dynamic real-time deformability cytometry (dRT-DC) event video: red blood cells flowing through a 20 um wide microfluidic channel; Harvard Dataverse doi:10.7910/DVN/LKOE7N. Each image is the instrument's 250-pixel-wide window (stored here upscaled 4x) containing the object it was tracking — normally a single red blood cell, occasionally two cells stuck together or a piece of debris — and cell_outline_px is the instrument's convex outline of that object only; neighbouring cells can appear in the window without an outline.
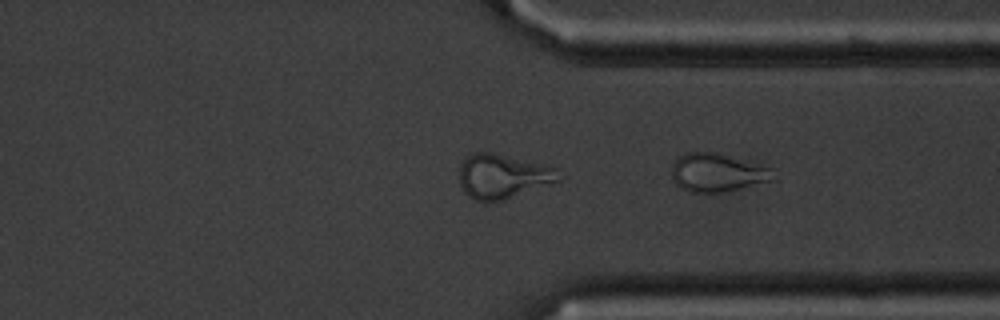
{"species": "common noctule bat (a hibernating species)", "species_latin": "Nyctalus noctula", "temperature_condition": "cold", "stored_images_in_passage": 41, "segment_of_instrument_passage": [2, 2], "camera_frame_rate_fps": 3000, "um_per_image_px": 0.085, "animal": {"sex": "male", "body_mass_g": 20.1, "forearm_length_mm": 53.5}, "frame": {"image": 1, "passage_image": 41, "time_ms": 13.333, "image_size_px": [1000, 320], "cell_outline_px": [[776, 180], [720, 192], [688, 192], [680, 188], [676, 184], [672, 176], [672, 164], [684, 152], [716, 152], [768, 168]], "centroid_in_image_um": [60.9, 14.68], "position_along_channel_um": 350.5, "area_um2": 22.2}}